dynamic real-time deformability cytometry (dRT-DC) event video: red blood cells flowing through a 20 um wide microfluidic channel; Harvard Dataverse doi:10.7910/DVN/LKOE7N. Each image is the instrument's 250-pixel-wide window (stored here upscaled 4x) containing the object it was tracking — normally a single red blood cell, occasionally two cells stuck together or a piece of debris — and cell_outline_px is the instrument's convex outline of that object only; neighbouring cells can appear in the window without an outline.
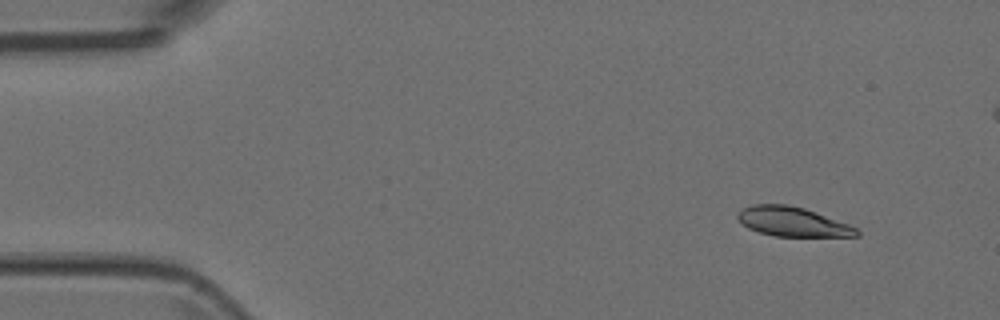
{"species": "Egyptian fruit bat (a non-hibernating species)", "species_latin": "Rousettus aegyptiacus", "temperature_condition": "room temperature", "stored_images_in_passage": 7, "camera_frame_rate_fps": 3000, "um_per_image_px": 0.085, "animal": {"sex": "female"}, "frame": {"image": 1, "passage_image": 1, "time_ms": 0.0, "image_size_px": [1000, 320], "cell_outline_px": [[860, 236], [776, 236], [760, 232], [748, 228], [736, 216], [744, 208], [752, 204], [788, 204], [804, 208], [848, 224], [856, 228], [860, 232]], "centroid_in_image_um": [67.38, 18.84], "position_along_channel_um": 17.6, "area_um2": 20.06}}
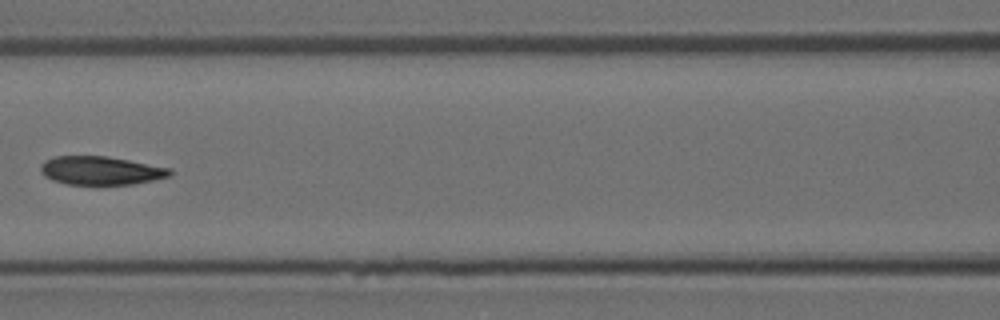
{"frame": {"image": 2, "passage_image": 6, "time_ms": 1.667, "image_size_px": [1000, 320], "cell_outline_px": [[172, 176], [132, 184], [64, 184], [52, 180], [44, 176], [40, 172], [40, 164], [44, 160], [52, 156], [108, 156], [172, 168]], "centroid_in_image_um": [8.54, 14.49], "position_along_channel_um": 158.1, "area_um2": 21.68}}
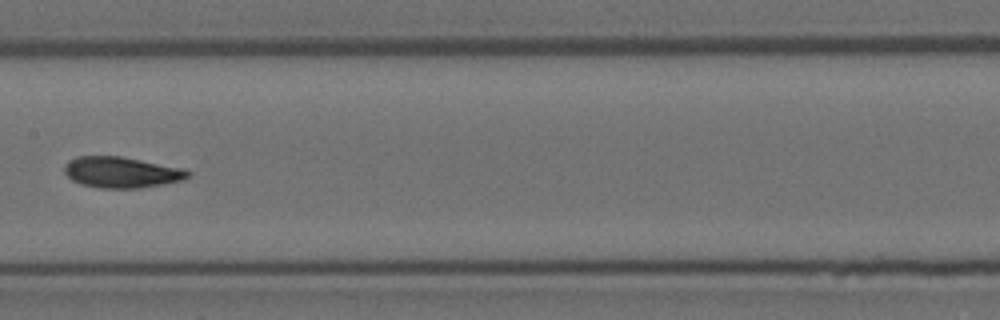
{"frame": {"image": 3, "passage_image": 7, "time_ms": 2.0, "image_size_px": [1000, 320], "cell_outline_px": [[192, 176], [184, 180], [164, 184], [140, 188], [100, 188], [80, 184], [72, 180], [64, 172], [64, 164], [68, 160], [76, 156], [120, 156], [184, 168], [192, 172]], "centroid_in_image_um": [10.35, 14.64], "position_along_channel_um": 197.0, "area_um2": 22.6}}